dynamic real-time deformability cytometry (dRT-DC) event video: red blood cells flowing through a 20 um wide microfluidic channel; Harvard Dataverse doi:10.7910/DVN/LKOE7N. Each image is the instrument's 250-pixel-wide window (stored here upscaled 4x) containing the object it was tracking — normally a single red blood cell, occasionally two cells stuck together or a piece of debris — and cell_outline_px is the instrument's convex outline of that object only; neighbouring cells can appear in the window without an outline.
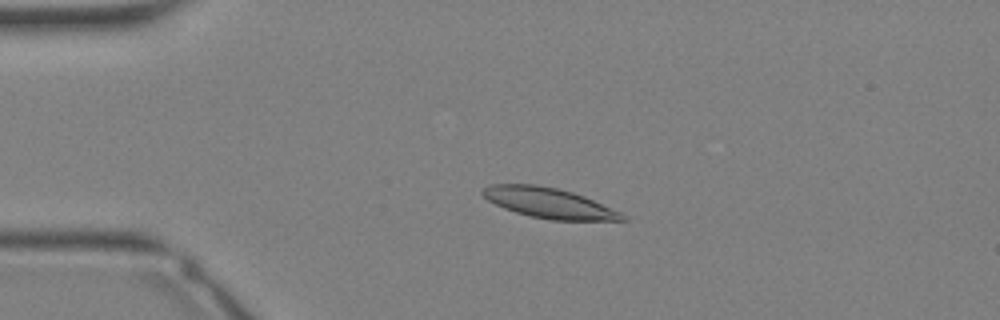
{"species": "Egyptian fruit bat (a non-hibernating species)", "species_latin": "Rousettus aegyptiacus", "temperature_condition": "warm", "stored_images_in_passage": 12, "camera_frame_rate_fps": 3000, "um_per_image_px": 0.085, "animal": {"sex": "female"}, "frame": {"image": 1, "passage_image": 7, "time_ms": 2.0, "image_size_px": [1000, 320], "cell_outline_px": [[628, 220], [552, 220], [528, 216], [504, 208], [488, 200], [480, 192], [488, 184], [536, 184], [556, 188], [572, 192], [584, 196], [620, 212], [628, 216]], "centroid_in_image_um": [46.65, 17.25], "position_along_channel_um": 38.4, "area_um2": 24.51}}
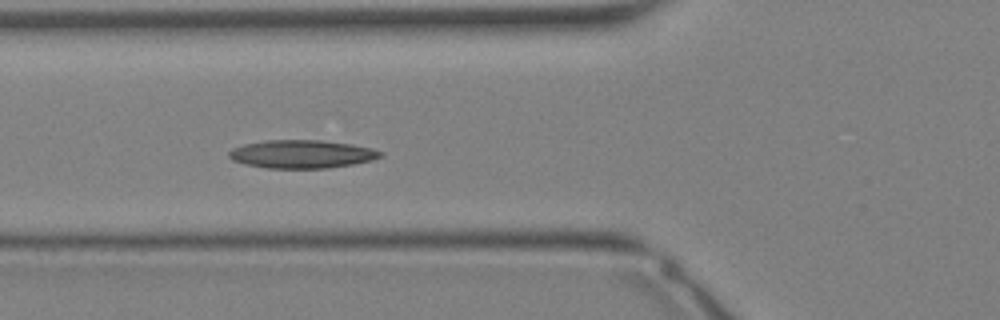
{"frame": {"image": 2, "passage_image": 12, "time_ms": 3.667, "image_size_px": [1000, 320], "cell_outline_px": [[384, 156], [372, 160], [352, 164], [328, 168], [264, 168], [244, 164], [232, 160], [228, 156], [228, 152], [232, 148], [244, 144], [264, 140], [320, 140], [352, 144], [372, 148], [384, 152]], "centroid_in_image_um": [25.65, 13.09], "position_along_channel_um": 100.2, "area_um2": 25.09}}